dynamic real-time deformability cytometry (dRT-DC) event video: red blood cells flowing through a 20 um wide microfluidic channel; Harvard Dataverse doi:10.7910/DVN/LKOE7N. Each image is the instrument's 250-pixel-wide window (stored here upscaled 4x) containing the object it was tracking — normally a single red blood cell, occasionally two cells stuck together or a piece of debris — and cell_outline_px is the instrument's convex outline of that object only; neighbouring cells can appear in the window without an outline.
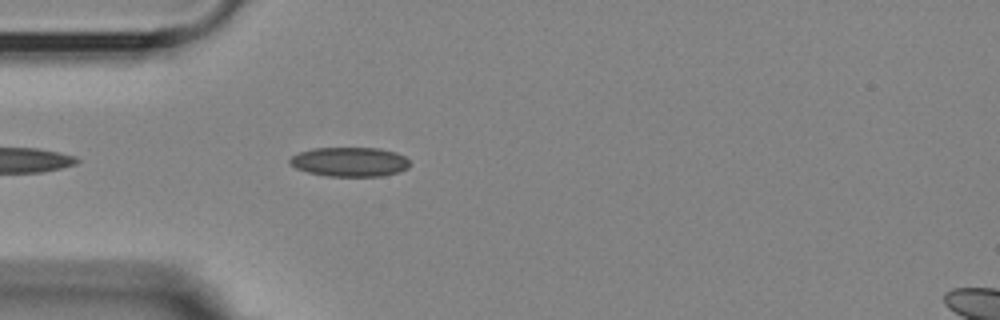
{"species": "Egyptian fruit bat (a non-hibernating species)", "species_latin": "Rousettus aegyptiacus", "temperature_condition": "room temperature", "stored_images_in_passage": 26, "camera_frame_rate_fps": 3000, "um_per_image_px": 0.085, "animal": {"sex": "female"}, "frame": {"image": 1, "passage_image": 4, "time_ms": 1.0, "image_size_px": [1000, 320], "cell_outline_px": [[412, 164], [408, 168], [400, 172], [384, 176], [328, 176], [308, 172], [296, 168], [288, 164], [288, 160], [292, 156], [300, 152], [312, 148], [380, 148], [396, 152], [404, 156]], "centroid_in_image_um": [29.75, 13.76], "position_along_channel_um": 55.3, "area_um2": 20.75}}
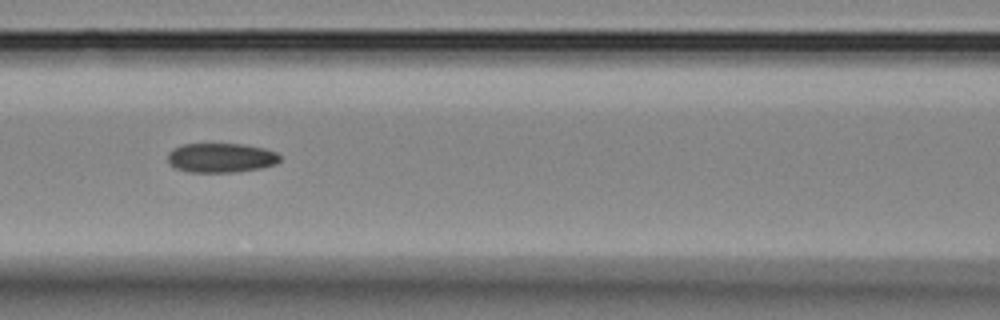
{"frame": {"image": 2, "passage_image": 12, "time_ms": 3.667, "image_size_px": [1000, 320], "cell_outline_px": [[280, 160], [276, 164], [260, 168], [236, 172], [188, 172], [176, 168], [168, 160], [168, 152], [172, 148], [184, 144], [240, 144], [264, 148], [276, 152], [280, 156]], "centroid_in_image_um": [18.78, 13.41], "position_along_channel_um": 147.8, "area_um2": 19.19}}
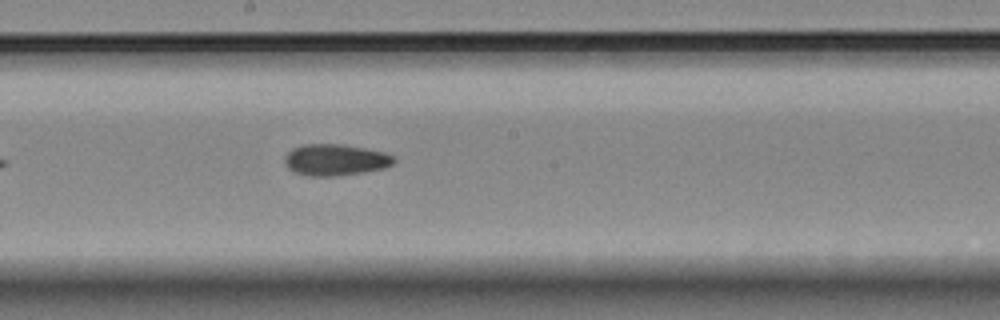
{"frame": {"image": 3, "passage_image": 18, "time_ms": 5.667, "image_size_px": [1000, 320], "cell_outline_px": [[396, 160], [392, 164], [384, 168], [364, 172], [336, 176], [308, 176], [292, 172], [288, 168], [284, 160], [284, 156], [292, 148], [304, 144], [340, 144], [364, 148], [384, 152], [392, 156]], "centroid_in_image_um": [28.47, 13.59], "position_along_channel_um": 219.7, "area_um2": 20.06}}